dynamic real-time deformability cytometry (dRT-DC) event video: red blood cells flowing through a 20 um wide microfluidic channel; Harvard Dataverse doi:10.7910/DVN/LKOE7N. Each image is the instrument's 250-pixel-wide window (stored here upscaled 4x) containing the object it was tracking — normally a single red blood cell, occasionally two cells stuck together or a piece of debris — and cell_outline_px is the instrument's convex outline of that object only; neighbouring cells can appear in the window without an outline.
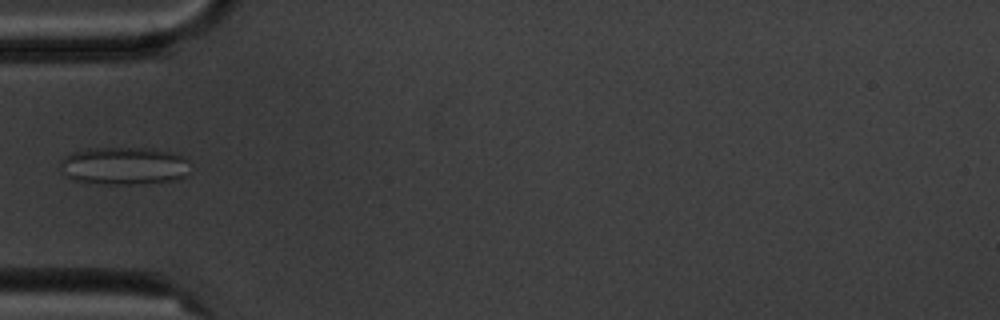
{"species": "common noctule bat (a hibernating species)", "species_latin": "Nyctalus noctula", "temperature_condition": "cold", "stored_images_in_passage": 1, "camera_frame_rate_fps": 3000, "um_per_image_px": 0.085, "animal": {"sex": "male", "body_mass_g": 20.1, "forearm_length_mm": 53.5}, "frame": {"image": 1, "passage_image": 1, "time_ms": 0.0, "image_size_px": [1000, 320], "cell_outline_px": [[196, 168], [184, 176], [176, 180], [132, 184], [96, 184], [76, 180], [60, 172], [60, 160], [64, 156], [72, 152], [88, 148], [152, 148], [172, 152], [188, 160]], "centroid_in_image_um": [10.58, 14.09], "position_along_channel_um": 74.4, "area_um2": 29.13}}